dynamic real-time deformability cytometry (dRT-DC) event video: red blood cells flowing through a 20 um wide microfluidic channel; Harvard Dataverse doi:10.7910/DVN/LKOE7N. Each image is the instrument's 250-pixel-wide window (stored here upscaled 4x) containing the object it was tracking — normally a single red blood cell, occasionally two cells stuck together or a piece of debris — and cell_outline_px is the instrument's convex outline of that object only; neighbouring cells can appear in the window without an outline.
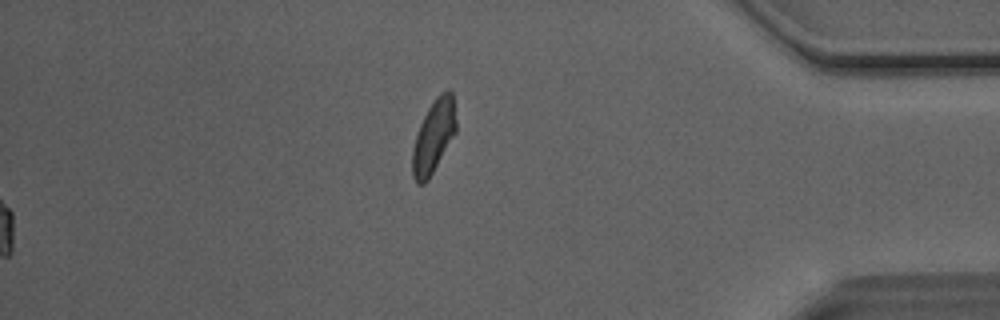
{"species": "Egyptian fruit bat (a non-hibernating species)", "species_latin": "Rousettus aegyptiacus", "temperature_condition": "room temperature", "stored_images_in_passage": 43, "camera_frame_rate_fps": 3000, "um_per_image_px": 0.085, "animal": {"sex": "male"}, "frame": {"image": 1, "passage_image": 43, "time_ms": 14.0, "image_size_px": [1000, 320], "cell_outline_px": [[456, 132], [428, 180], [424, 184], [416, 184], [412, 176], [412, 148], [420, 124], [428, 108], [436, 96], [440, 92], [448, 88], [452, 92], [456, 120]], "centroid_in_image_um": [36.85, 11.59], "position_along_channel_um": 398.3, "area_um2": 18.61}, "authors_computed_cell_mechanics": {"area_um2": 18.6116, "velocity_mm_per_s": 4.086, "shape_relaxation_time_tau1_ms": 4.5189, "shape_relaxation_time_tau2_ms": 2.625, "deformation_change_tau1": 0.0977, "deformation_change_tau2": 0.0788}}